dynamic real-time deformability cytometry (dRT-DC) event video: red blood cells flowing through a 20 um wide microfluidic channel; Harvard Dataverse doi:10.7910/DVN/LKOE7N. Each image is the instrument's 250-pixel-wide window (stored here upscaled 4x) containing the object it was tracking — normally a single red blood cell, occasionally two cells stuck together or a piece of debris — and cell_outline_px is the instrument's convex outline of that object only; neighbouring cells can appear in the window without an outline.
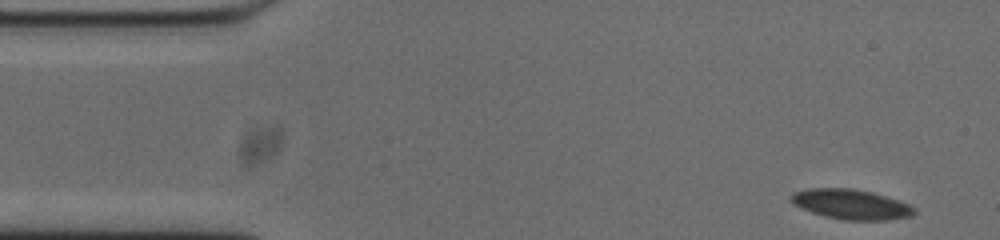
{"species": "common noctule bat (a hibernating species)", "species_latin": "Nyctalus noctula", "temperature_condition": "cold", "stored_images_in_passage": 53, "camera_frame_rate_fps": 3000, "um_per_image_px": 0.085, "animal": {"sex": "male", "body_mass_g": 20.0, "forearm_length_mm": 53.3}, "frame": {"image": 1, "passage_image": 1, "time_ms": 0.0, "image_size_px": [1000, 240], "cell_outline_px": [[916, 212], [912, 216], [884, 220], [844, 220], [824, 216], [812, 212], [796, 204], [792, 200], [792, 196], [796, 192], [812, 188], [848, 188], [872, 192], [908, 204], [916, 208]], "centroid_in_image_um": [72.4, 17.38], "position_along_channel_um": 12.6, "area_um2": 20.98}}
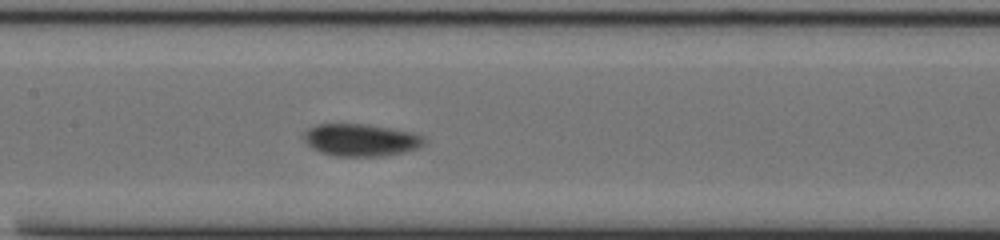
{"frame": {"image": 2, "passage_image": 22, "time_ms": 7.0, "image_size_px": [1000, 240], "cell_outline_px": [[424, 144], [416, 148], [400, 152], [380, 156], [336, 156], [320, 152], [308, 144], [300, 136], [308, 128], [316, 124], [360, 124], [412, 132], [420, 136], [424, 140]], "centroid_in_image_um": [30.58, 11.9], "position_along_channel_um": 176.8, "area_um2": 22.2}}
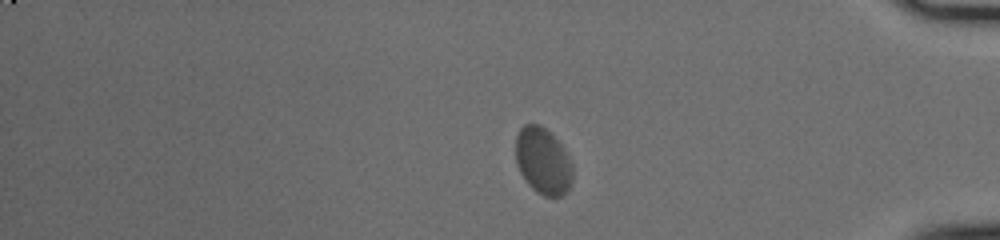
{"frame": {"image": 3, "passage_image": 42, "time_ms": 13.667, "image_size_px": [1000, 240], "cell_outline_px": [[572, 180], [568, 188], [560, 196], [544, 196], [536, 192], [528, 184], [520, 172], [516, 160], [516, 136], [520, 128], [524, 124], [540, 124], [560, 144], [572, 164]], "centroid_in_image_um": [46.13, 13.69], "position_along_channel_um": 389.1, "area_um2": 21.73}, "authors_computed_cell_mechanics": {"area_um2": 21.7328, "velocity_mm_per_s": 3.67, "shape_relaxation_time_tau1_ms": 9.0419, "shape_relaxation_time_tau2_ms": null, "deformation_change_tau1": 0.1687, "deformation_change_tau2": null}}